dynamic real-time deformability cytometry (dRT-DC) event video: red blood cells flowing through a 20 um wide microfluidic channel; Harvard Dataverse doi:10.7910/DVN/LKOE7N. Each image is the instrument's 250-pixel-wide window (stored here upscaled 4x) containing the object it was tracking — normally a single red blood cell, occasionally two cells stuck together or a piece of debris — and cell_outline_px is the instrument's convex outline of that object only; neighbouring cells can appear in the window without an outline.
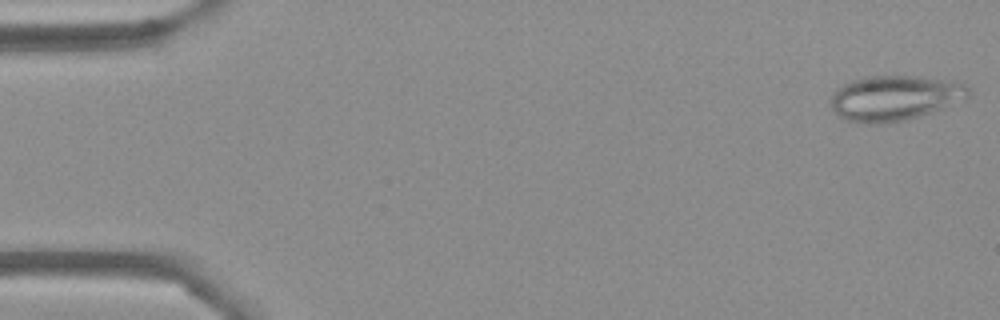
{"species": "Egyptian fruit bat (a non-hibernating species)", "species_latin": "Rousettus aegyptiacus", "temperature_condition": "cold", "stored_images_in_passage": 54, "camera_frame_rate_fps": 3000, "um_per_image_px": 0.085, "frame": {"image": 1, "passage_image": 1, "time_ms": 0.0, "image_size_px": [1000, 320], "cell_outline_px": [[972, 96], [940, 108], [904, 120], [880, 124], [860, 124], [848, 120], [840, 116], [832, 108], [828, 100], [832, 92], [844, 84], [852, 80], [868, 76], [916, 76], [960, 80], [968, 88]], "centroid_in_image_um": [76.03, 8.31], "position_along_channel_um": 9.0, "area_um2": 36.36}}
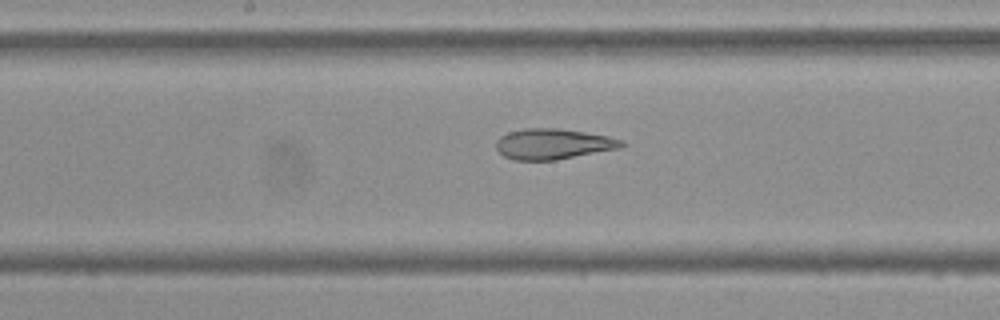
{"frame": {"image": 2, "passage_image": 27, "time_ms": 8.667, "image_size_px": [1000, 320], "cell_outline_px": [[628, 144], [620, 148], [556, 160], [516, 160], [504, 156], [496, 148], [496, 140], [500, 136], [508, 132], [528, 128], [556, 128], [584, 132], [608, 136], [624, 140]], "centroid_in_image_um": [47.04, 12.24], "position_along_channel_um": 201.2, "area_um2": 22.37}}
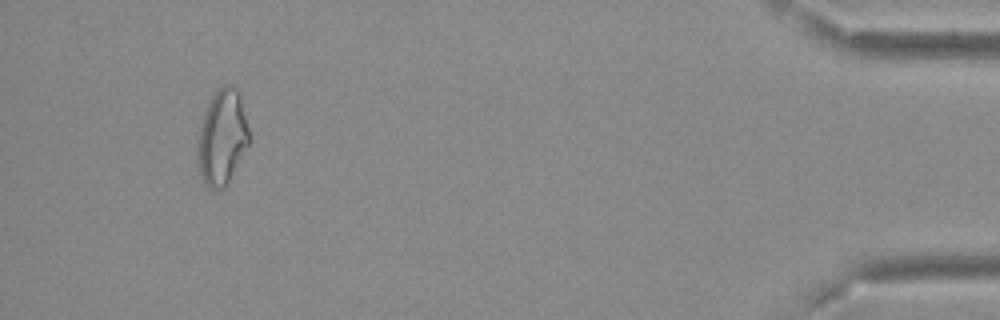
{"frame": {"image": 3, "passage_image": 50, "time_ms": 16.333, "image_size_px": [1000, 320], "cell_outline_px": [[252, 140], [224, 188], [208, 188], [204, 184], [200, 176], [196, 164], [196, 148], [200, 128], [204, 112], [212, 96], [224, 84], [228, 84], [236, 88], [240, 92]], "centroid_in_image_um": [18.89, 11.68], "position_along_channel_um": 416.3, "area_um2": 29.07}}